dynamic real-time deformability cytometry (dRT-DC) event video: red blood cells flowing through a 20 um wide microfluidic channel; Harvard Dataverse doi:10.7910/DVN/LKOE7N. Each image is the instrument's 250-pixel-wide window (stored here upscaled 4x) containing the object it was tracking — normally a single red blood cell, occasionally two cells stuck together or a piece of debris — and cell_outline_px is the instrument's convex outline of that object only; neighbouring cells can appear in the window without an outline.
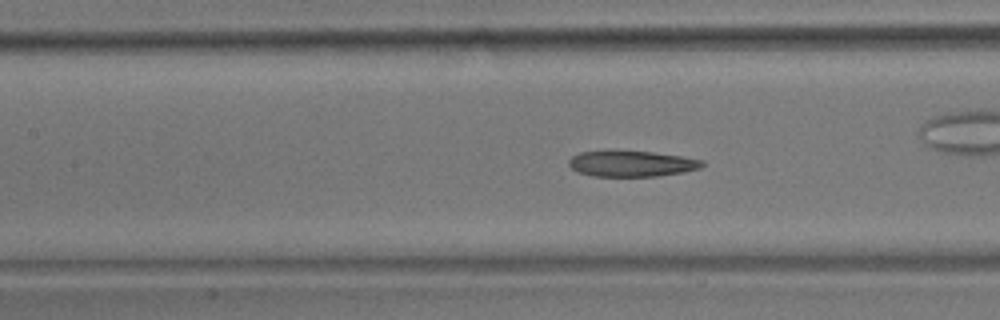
{"species": "common noctule bat (a hibernating species)", "species_latin": "Nyctalus noctula", "temperature_condition": "room temperature", "stored_images_in_passage": 39, "camera_frame_rate_fps": 3000, "um_per_image_px": 0.085, "animal": {"sex": "male", "body_mass_g": 17.9}, "frame": {"image": 1, "passage_image": 7, "time_ms": 2.0, "image_size_px": [1000, 320], "cell_outline_px": [[704, 164], [700, 168], [684, 172], [656, 176], [592, 176], [576, 172], [568, 164], [568, 160], [572, 156], [580, 152], [652, 152], [680, 156], [704, 160]], "centroid_in_image_um": [53.69, 13.93], "position_along_channel_um": 153.7, "area_um2": 19.77}}
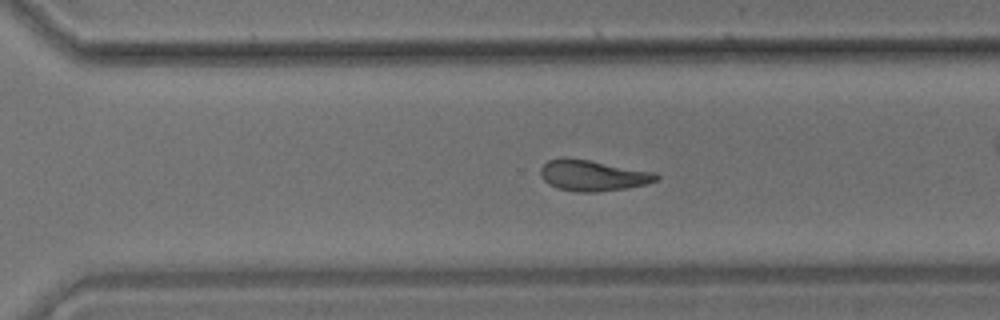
{"frame": {"image": 2, "passage_image": 21, "time_ms": 6.667, "image_size_px": [1000, 320], "cell_outline_px": [[660, 176], [656, 180], [648, 184], [628, 188], [596, 192], [576, 192], [556, 188], [548, 184], [540, 176], [540, 168], [548, 160], [588, 160], [656, 172]], "centroid_in_image_um": [50.43, 14.95], "position_along_channel_um": 320.2, "area_um2": 20.52}}
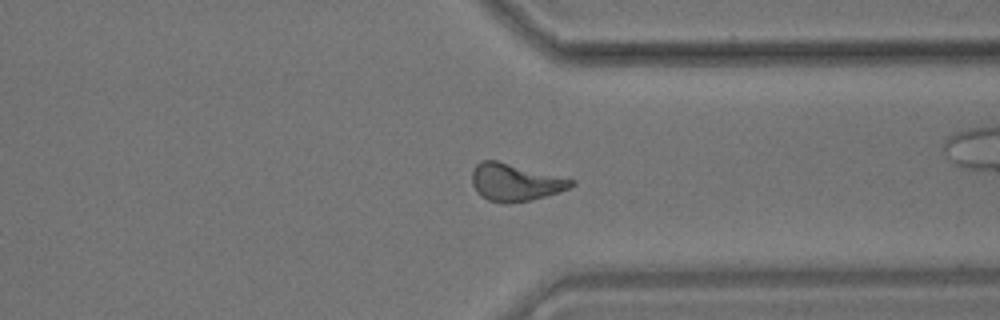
{"frame": {"image": 3, "passage_image": 25, "time_ms": 8.0, "image_size_px": [1000, 320], "cell_outline_px": [[576, 184], [568, 188], [532, 200], [508, 204], [504, 204], [488, 200], [480, 196], [476, 192], [472, 184], [472, 172], [476, 164], [480, 160], [496, 160], [576, 180]], "centroid_in_image_um": [43.75, 15.5], "position_along_channel_um": 367.7, "area_um2": 21.68}, "authors_computed_cell_mechanics": {"area_um2": 21.0392, "velocity_mm_per_s": 3.5783, "shape_relaxation_time_tau1_ms": 6.1918, "shape_relaxation_time_tau2_ms": 3.096, "deformation_change_tau1": 0.169, "deformation_change_tau2": 0.1105}}